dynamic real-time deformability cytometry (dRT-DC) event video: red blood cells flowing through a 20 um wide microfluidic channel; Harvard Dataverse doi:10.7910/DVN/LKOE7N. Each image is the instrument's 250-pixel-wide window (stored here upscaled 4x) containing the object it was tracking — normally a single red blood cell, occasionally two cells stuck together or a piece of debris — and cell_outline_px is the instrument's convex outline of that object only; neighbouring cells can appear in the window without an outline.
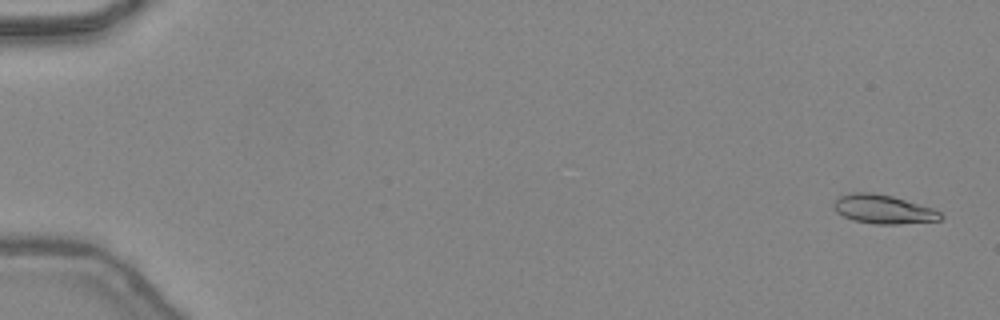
{"species": "common noctule bat (a hibernating species)", "species_latin": "Nyctalus noctula", "temperature_condition": "warm", "stored_images_in_passage": 25, "camera_frame_rate_fps": 3000, "um_per_image_px": 0.085, "animal": {"sex": "female", "body_mass_g": 24.6, "forearm_length_mm": 56.2}, "frame": {"image": 1, "passage_image": 2, "time_ms": 0.333, "image_size_px": [1000, 320], "cell_outline_px": [[944, 216], [940, 220], [900, 224], [876, 224], [852, 220], [836, 212], [832, 208], [832, 204], [840, 196], [852, 192], [872, 192], [892, 196], [932, 208], [940, 212]], "centroid_in_image_um": [75.05, 17.79], "position_along_channel_um": 9.9, "area_um2": 17.98}}
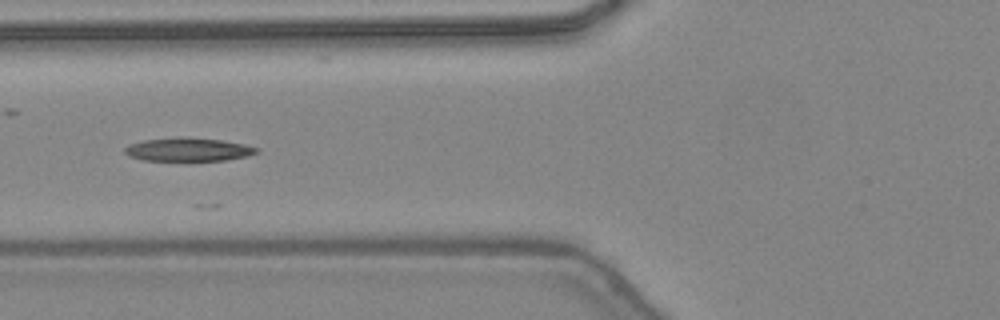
{"frame": {"image": 2, "passage_image": 20, "time_ms": 6.333, "image_size_px": [1000, 320], "cell_outline_px": [[260, 152], [248, 156], [228, 160], [144, 160], [128, 156], [124, 152], [124, 148], [128, 144], [144, 140], [180, 136], [220, 140], [244, 144], [260, 148]], "centroid_in_image_um": [16.01, 12.7], "position_along_channel_um": 109.8, "area_um2": 18.09}}
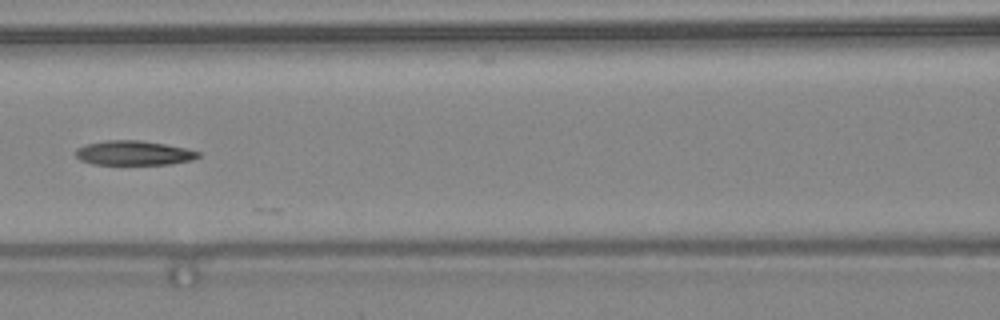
{"frame": {"image": 3, "passage_image": 23, "time_ms": 7.333, "image_size_px": [1000, 320], "cell_outline_px": [[200, 156], [192, 160], [168, 164], [92, 164], [80, 160], [76, 156], [76, 148], [84, 144], [104, 140], [140, 140], [164, 144], [184, 148], [200, 152]], "centroid_in_image_um": [11.32, 13.0], "position_along_channel_um": 155.3, "area_um2": 17.46}}